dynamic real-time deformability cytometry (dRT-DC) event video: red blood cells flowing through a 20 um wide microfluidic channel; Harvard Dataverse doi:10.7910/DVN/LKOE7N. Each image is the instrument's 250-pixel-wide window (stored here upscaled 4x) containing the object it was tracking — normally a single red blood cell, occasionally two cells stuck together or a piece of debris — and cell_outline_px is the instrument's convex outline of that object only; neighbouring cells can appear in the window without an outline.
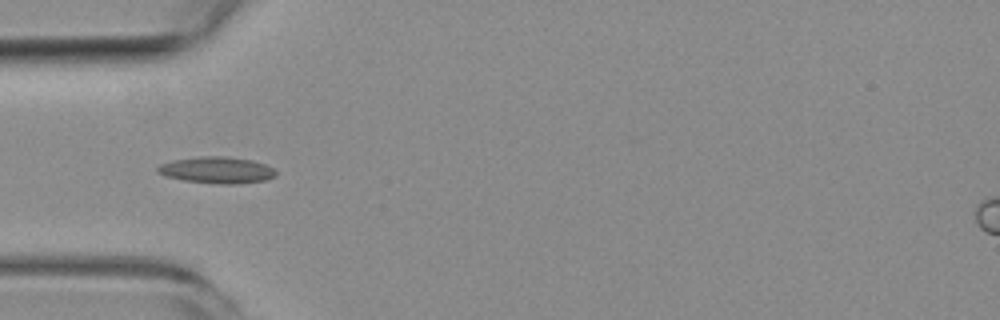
{"species": "common noctule bat (a hibernating species)", "species_latin": "Nyctalus noctula", "temperature_condition": "room temperature", "stored_images_in_passage": 7, "camera_frame_rate_fps": 3000, "um_per_image_px": 0.085, "animal": {"sex": "female", "body_mass_g": 19.3, "forearm_length_mm": 54.1}, "frame": {"image": 1, "passage_image": 5, "time_ms": 5.333, "image_size_px": [1000, 320], "cell_outline_px": [[276, 176], [264, 180], [236, 184], [220, 184], [184, 180], [164, 176], [156, 172], [156, 168], [160, 164], [172, 160], [200, 156], [224, 156], [252, 160], [264, 164], [272, 168], [276, 172]], "centroid_in_image_um": [18.39, 14.45], "position_along_channel_um": 66.6, "area_um2": 18.26}}
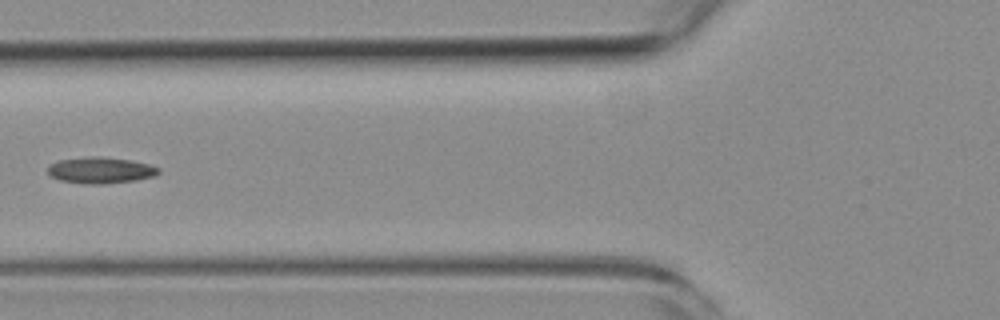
{"frame": {"image": 2, "passage_image": 6, "time_ms": 6.667, "image_size_px": [1000, 320], "cell_outline_px": [[160, 172], [156, 176], [136, 180], [104, 184], [88, 184], [60, 180], [48, 176], [48, 164], [60, 160], [88, 156], [100, 156], [132, 160], [148, 164], [160, 168]], "centroid_in_image_um": [8.55, 14.47], "position_along_channel_um": 117.3, "area_um2": 17.17}}
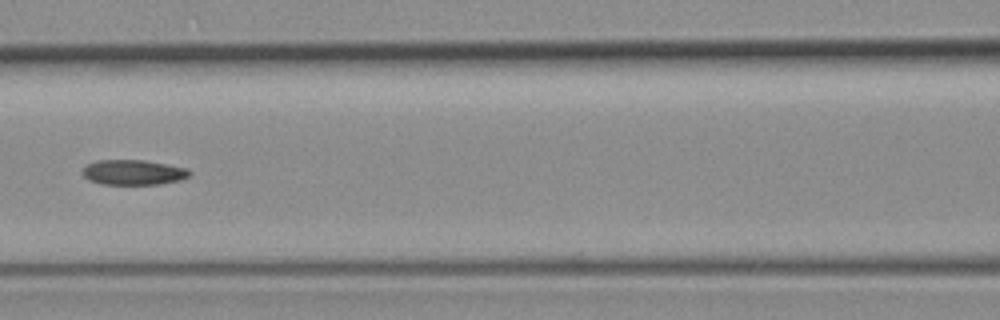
{"frame": {"image": 3, "passage_image": 7, "time_ms": 7.667, "image_size_px": [1000, 320], "cell_outline_px": [[192, 172], [188, 176], [180, 180], [160, 184], [100, 184], [88, 180], [84, 176], [84, 168], [88, 164], [96, 160], [144, 160], [188, 168]], "centroid_in_image_um": [11.35, 14.65], "position_along_channel_um": 155.3, "area_um2": 15.61}}